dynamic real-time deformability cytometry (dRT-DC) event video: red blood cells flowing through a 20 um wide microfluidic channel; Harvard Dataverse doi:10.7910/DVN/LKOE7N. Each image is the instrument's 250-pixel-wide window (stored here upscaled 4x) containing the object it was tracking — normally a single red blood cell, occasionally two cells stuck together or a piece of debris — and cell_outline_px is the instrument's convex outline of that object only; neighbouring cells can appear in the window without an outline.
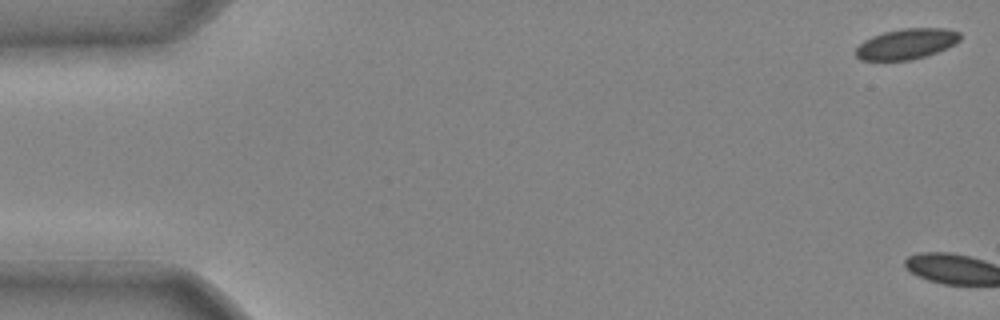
{"species": "common noctule bat (a hibernating species)", "species_latin": "Nyctalus noctula", "temperature_condition": "cold", "stored_images_in_passage": 3, "camera_frame_rate_fps": 3000, "um_per_image_px": 0.085, "animal": {"sex": "male", "body_mass_g": 20.4}, "frame": {"image": 1, "passage_image": 1, "time_ms": 0.0, "image_size_px": [1000, 320], "cell_outline_px": [[960, 40], [956, 44], [936, 52], [924, 56], [908, 60], [860, 60], [856, 56], [856, 48], [864, 40], [872, 36], [884, 32], [904, 28], [944, 28], [960, 32]], "centroid_in_image_um": [77.06, 3.72], "position_along_channel_um": 7.9, "area_um2": 18.44}}